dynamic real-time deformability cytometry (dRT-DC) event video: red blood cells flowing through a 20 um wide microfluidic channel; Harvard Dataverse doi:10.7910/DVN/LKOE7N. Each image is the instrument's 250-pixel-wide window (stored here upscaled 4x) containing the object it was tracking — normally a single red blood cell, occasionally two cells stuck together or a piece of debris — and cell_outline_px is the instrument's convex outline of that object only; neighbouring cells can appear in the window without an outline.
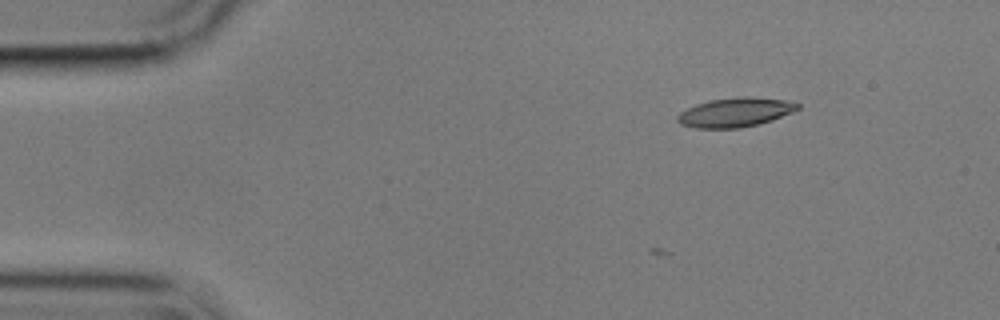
{"species": "common noctule bat (a hibernating species)", "species_latin": "Nyctalus noctula", "temperature_condition": "cold", "stored_images_in_passage": 2, "camera_frame_rate_fps": 3000, "um_per_image_px": 0.085, "animal": {"sex": "male", "body_mass_g": 17.9}, "frame": {"image": 1, "passage_image": 2, "time_ms": 0.333, "image_size_px": [1000, 320], "cell_outline_px": [[800, 108], [792, 112], [772, 120], [740, 128], [696, 128], [680, 124], [676, 120], [676, 116], [680, 112], [696, 104], [712, 100], [744, 96], [784, 100], [800, 104]], "centroid_in_image_um": [62.47, 9.55], "position_along_channel_um": 22.5, "area_um2": 20.23}}